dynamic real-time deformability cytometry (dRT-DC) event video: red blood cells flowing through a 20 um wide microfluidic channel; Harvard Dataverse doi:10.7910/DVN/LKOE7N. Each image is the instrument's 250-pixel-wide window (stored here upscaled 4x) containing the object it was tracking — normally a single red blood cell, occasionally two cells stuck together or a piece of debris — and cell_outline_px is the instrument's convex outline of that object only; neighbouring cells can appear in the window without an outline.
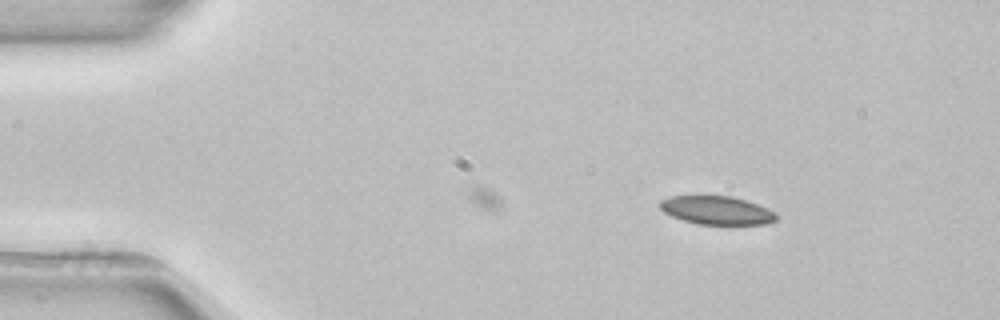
{"species": "common noctule bat (a hibernating species)", "species_latin": "Nyctalus noctula", "temperature_condition": "room temperature", "stored_images_in_passage": 6, "camera_frame_rate_fps": 3000, "um_per_image_px": 0.085, "animal": {"sex": "female", "body_mass_g": 22.7, "forearm_length_mm": 54.2}, "frame": {"image": 1, "passage_image": 3, "time_ms": 3.667, "image_size_px": [1000, 320], "cell_outline_px": [[776, 220], [768, 224], [696, 224], [672, 216], [664, 212], [660, 208], [660, 200], [672, 196], [732, 196], [768, 208], [776, 216]], "centroid_in_image_um": [60.9, 17.88], "position_along_channel_um": 24.1, "area_um2": 19.02}}
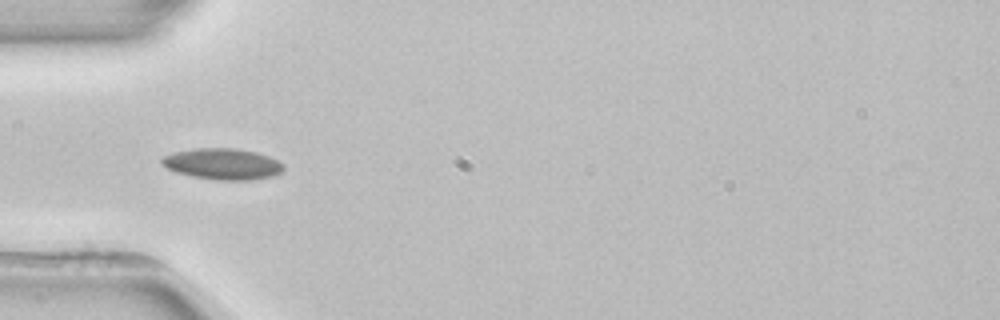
{"frame": {"image": 2, "passage_image": 5, "time_ms": 6.667, "image_size_px": [1000, 320], "cell_outline_px": [[284, 168], [280, 172], [272, 176], [252, 180], [216, 180], [192, 176], [176, 172], [160, 164], [160, 160], [164, 156], [176, 152], [196, 148], [236, 148], [256, 152], [268, 156], [284, 164]], "centroid_in_image_um": [18.92, 13.94], "position_along_channel_um": 66.1, "area_um2": 22.02}}